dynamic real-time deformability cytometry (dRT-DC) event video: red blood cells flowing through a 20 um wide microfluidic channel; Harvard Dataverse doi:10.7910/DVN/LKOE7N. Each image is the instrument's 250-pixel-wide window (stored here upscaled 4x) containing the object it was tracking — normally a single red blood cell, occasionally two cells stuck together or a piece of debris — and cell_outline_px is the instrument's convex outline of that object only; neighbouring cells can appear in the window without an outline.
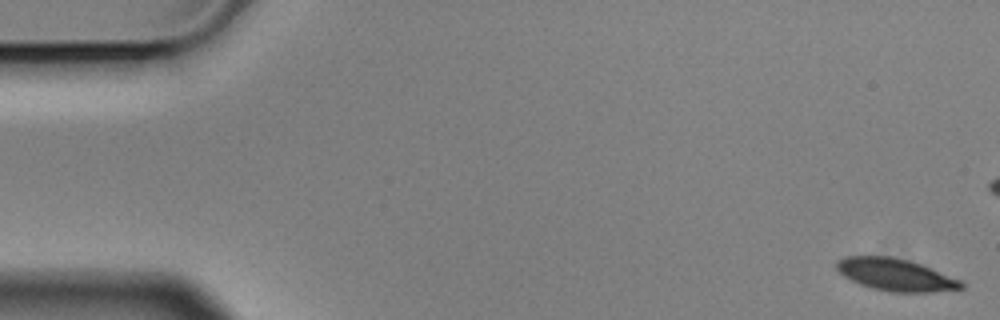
{"species": "Egyptian fruit bat (a non-hibernating species)", "species_latin": "Rousettus aegyptiacus", "temperature_condition": "cold", "stored_images_in_passage": 6, "camera_frame_rate_fps": 3000, "um_per_image_px": 0.085, "animal": {"sex": "male"}, "frame": {"image": 1, "passage_image": 1, "time_ms": 0.0, "image_size_px": [1000, 320], "cell_outline_px": [[964, 288], [932, 292], [892, 292], [872, 288], [860, 284], [844, 276], [836, 268], [836, 260], [844, 256], [892, 256], [908, 260], [932, 268], [960, 280], [964, 284]], "centroid_in_image_um": [76.11, 23.34], "position_along_channel_um": 8.9, "area_um2": 23.35}}